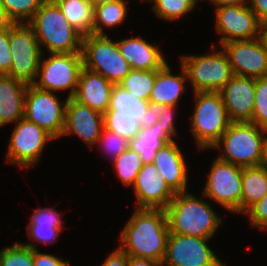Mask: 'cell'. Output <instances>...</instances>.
<instances>
[{"label":"cell","mask_w":267,"mask_h":266,"mask_svg":"<svg viewBox=\"0 0 267 266\" xmlns=\"http://www.w3.org/2000/svg\"><path fill=\"white\" fill-rule=\"evenodd\" d=\"M125 254L163 262L169 234L165 209L136 208L120 233Z\"/></svg>","instance_id":"6da1fadb"},{"label":"cell","mask_w":267,"mask_h":266,"mask_svg":"<svg viewBox=\"0 0 267 266\" xmlns=\"http://www.w3.org/2000/svg\"><path fill=\"white\" fill-rule=\"evenodd\" d=\"M165 212L169 233L211 239L222 223L208 202L187 191L176 193Z\"/></svg>","instance_id":"7a4b0ae2"},{"label":"cell","mask_w":267,"mask_h":266,"mask_svg":"<svg viewBox=\"0 0 267 266\" xmlns=\"http://www.w3.org/2000/svg\"><path fill=\"white\" fill-rule=\"evenodd\" d=\"M39 42L48 53H81L83 35L64 17L53 0H46L28 22Z\"/></svg>","instance_id":"3957f363"},{"label":"cell","mask_w":267,"mask_h":266,"mask_svg":"<svg viewBox=\"0 0 267 266\" xmlns=\"http://www.w3.org/2000/svg\"><path fill=\"white\" fill-rule=\"evenodd\" d=\"M267 129L251 122H231L221 138L211 147L222 151L220 160L240 167L258 166L262 159Z\"/></svg>","instance_id":"277c9868"},{"label":"cell","mask_w":267,"mask_h":266,"mask_svg":"<svg viewBox=\"0 0 267 266\" xmlns=\"http://www.w3.org/2000/svg\"><path fill=\"white\" fill-rule=\"evenodd\" d=\"M194 93L195 108L190 130L199 149H211L228 129L231 121L220 92L198 91Z\"/></svg>","instance_id":"5b68a950"},{"label":"cell","mask_w":267,"mask_h":266,"mask_svg":"<svg viewBox=\"0 0 267 266\" xmlns=\"http://www.w3.org/2000/svg\"><path fill=\"white\" fill-rule=\"evenodd\" d=\"M81 54L84 68L101 74L114 85L120 84L131 71L117 41H112L108 35L83 36Z\"/></svg>","instance_id":"8992f818"},{"label":"cell","mask_w":267,"mask_h":266,"mask_svg":"<svg viewBox=\"0 0 267 266\" xmlns=\"http://www.w3.org/2000/svg\"><path fill=\"white\" fill-rule=\"evenodd\" d=\"M180 64L193 86V92H220L234 75L223 49L206 55H183Z\"/></svg>","instance_id":"52a82bcc"},{"label":"cell","mask_w":267,"mask_h":266,"mask_svg":"<svg viewBox=\"0 0 267 266\" xmlns=\"http://www.w3.org/2000/svg\"><path fill=\"white\" fill-rule=\"evenodd\" d=\"M41 56L36 78L32 85L46 91L69 90L67 98H73L77 90L79 75L83 68L81 53H50Z\"/></svg>","instance_id":"ba28073f"},{"label":"cell","mask_w":267,"mask_h":266,"mask_svg":"<svg viewBox=\"0 0 267 266\" xmlns=\"http://www.w3.org/2000/svg\"><path fill=\"white\" fill-rule=\"evenodd\" d=\"M12 63L10 76L27 84L36 78L42 51L28 23H13L8 29Z\"/></svg>","instance_id":"9c48e42d"},{"label":"cell","mask_w":267,"mask_h":266,"mask_svg":"<svg viewBox=\"0 0 267 266\" xmlns=\"http://www.w3.org/2000/svg\"><path fill=\"white\" fill-rule=\"evenodd\" d=\"M210 169L203 188V196L234 214H240L242 167L216 158Z\"/></svg>","instance_id":"30bf717a"},{"label":"cell","mask_w":267,"mask_h":266,"mask_svg":"<svg viewBox=\"0 0 267 266\" xmlns=\"http://www.w3.org/2000/svg\"><path fill=\"white\" fill-rule=\"evenodd\" d=\"M51 91H46L30 84L24 97V117L46 130L55 139L62 136L65 125L67 103Z\"/></svg>","instance_id":"8fae6325"},{"label":"cell","mask_w":267,"mask_h":266,"mask_svg":"<svg viewBox=\"0 0 267 266\" xmlns=\"http://www.w3.org/2000/svg\"><path fill=\"white\" fill-rule=\"evenodd\" d=\"M55 138L43 128L25 117L15 123L7 147V162L21 169L30 168L39 162L44 147Z\"/></svg>","instance_id":"7c38bea8"},{"label":"cell","mask_w":267,"mask_h":266,"mask_svg":"<svg viewBox=\"0 0 267 266\" xmlns=\"http://www.w3.org/2000/svg\"><path fill=\"white\" fill-rule=\"evenodd\" d=\"M208 242L205 238L169 233L163 266H226Z\"/></svg>","instance_id":"4fadbf2b"},{"label":"cell","mask_w":267,"mask_h":266,"mask_svg":"<svg viewBox=\"0 0 267 266\" xmlns=\"http://www.w3.org/2000/svg\"><path fill=\"white\" fill-rule=\"evenodd\" d=\"M215 9V29L222 36L220 45L259 37L260 20L248 4L224 5Z\"/></svg>","instance_id":"5bb4252c"},{"label":"cell","mask_w":267,"mask_h":266,"mask_svg":"<svg viewBox=\"0 0 267 266\" xmlns=\"http://www.w3.org/2000/svg\"><path fill=\"white\" fill-rule=\"evenodd\" d=\"M234 75L267 77V51L261 40H234L221 45Z\"/></svg>","instance_id":"9a60e30c"},{"label":"cell","mask_w":267,"mask_h":266,"mask_svg":"<svg viewBox=\"0 0 267 266\" xmlns=\"http://www.w3.org/2000/svg\"><path fill=\"white\" fill-rule=\"evenodd\" d=\"M132 188L137 208L165 209L175 196L153 163L143 164Z\"/></svg>","instance_id":"2e32d148"},{"label":"cell","mask_w":267,"mask_h":266,"mask_svg":"<svg viewBox=\"0 0 267 266\" xmlns=\"http://www.w3.org/2000/svg\"><path fill=\"white\" fill-rule=\"evenodd\" d=\"M103 128V114L78 103L73 98H67L62 136L74 134L92 148L98 141Z\"/></svg>","instance_id":"e0dca14e"},{"label":"cell","mask_w":267,"mask_h":266,"mask_svg":"<svg viewBox=\"0 0 267 266\" xmlns=\"http://www.w3.org/2000/svg\"><path fill=\"white\" fill-rule=\"evenodd\" d=\"M220 93L231 122H250L252 120L255 78L233 75Z\"/></svg>","instance_id":"ac0fdd59"},{"label":"cell","mask_w":267,"mask_h":266,"mask_svg":"<svg viewBox=\"0 0 267 266\" xmlns=\"http://www.w3.org/2000/svg\"><path fill=\"white\" fill-rule=\"evenodd\" d=\"M113 87L114 84L104 76L83 67L73 99L104 114L108 110Z\"/></svg>","instance_id":"d6986e66"},{"label":"cell","mask_w":267,"mask_h":266,"mask_svg":"<svg viewBox=\"0 0 267 266\" xmlns=\"http://www.w3.org/2000/svg\"><path fill=\"white\" fill-rule=\"evenodd\" d=\"M152 163L175 194L188 191L185 158L175 140L160 148Z\"/></svg>","instance_id":"ffe728a7"},{"label":"cell","mask_w":267,"mask_h":266,"mask_svg":"<svg viewBox=\"0 0 267 266\" xmlns=\"http://www.w3.org/2000/svg\"><path fill=\"white\" fill-rule=\"evenodd\" d=\"M117 45L131 69L159 70L167 63L160 48L149 44L142 36L119 40Z\"/></svg>","instance_id":"44dd1931"},{"label":"cell","mask_w":267,"mask_h":266,"mask_svg":"<svg viewBox=\"0 0 267 266\" xmlns=\"http://www.w3.org/2000/svg\"><path fill=\"white\" fill-rule=\"evenodd\" d=\"M29 84L0 75V128L24 117V97Z\"/></svg>","instance_id":"7402d4cb"},{"label":"cell","mask_w":267,"mask_h":266,"mask_svg":"<svg viewBox=\"0 0 267 266\" xmlns=\"http://www.w3.org/2000/svg\"><path fill=\"white\" fill-rule=\"evenodd\" d=\"M181 70V75H173L168 63L156 70L155 84L151 90L149 102L177 107L181 94H184L183 91H185L186 81L188 80L182 65Z\"/></svg>","instance_id":"603a6c76"},{"label":"cell","mask_w":267,"mask_h":266,"mask_svg":"<svg viewBox=\"0 0 267 266\" xmlns=\"http://www.w3.org/2000/svg\"><path fill=\"white\" fill-rule=\"evenodd\" d=\"M62 222L57 210L40 207L33 212L31 221L27 226V233L33 241H38V243H54L63 228Z\"/></svg>","instance_id":"cb8c5ba5"},{"label":"cell","mask_w":267,"mask_h":266,"mask_svg":"<svg viewBox=\"0 0 267 266\" xmlns=\"http://www.w3.org/2000/svg\"><path fill=\"white\" fill-rule=\"evenodd\" d=\"M173 140L164 132L159 123L142 128L137 136L129 140V148L136 151L143 164H151L157 151Z\"/></svg>","instance_id":"d4e9b609"},{"label":"cell","mask_w":267,"mask_h":266,"mask_svg":"<svg viewBox=\"0 0 267 266\" xmlns=\"http://www.w3.org/2000/svg\"><path fill=\"white\" fill-rule=\"evenodd\" d=\"M267 194V169L261 165L242 167L241 213Z\"/></svg>","instance_id":"484cf974"},{"label":"cell","mask_w":267,"mask_h":266,"mask_svg":"<svg viewBox=\"0 0 267 266\" xmlns=\"http://www.w3.org/2000/svg\"><path fill=\"white\" fill-rule=\"evenodd\" d=\"M68 22L83 36L93 34L94 5L90 0H53Z\"/></svg>","instance_id":"4316f807"},{"label":"cell","mask_w":267,"mask_h":266,"mask_svg":"<svg viewBox=\"0 0 267 266\" xmlns=\"http://www.w3.org/2000/svg\"><path fill=\"white\" fill-rule=\"evenodd\" d=\"M149 105V100L135 97L120 84H115L107 111H115V116H134L141 123Z\"/></svg>","instance_id":"83f0119b"},{"label":"cell","mask_w":267,"mask_h":266,"mask_svg":"<svg viewBox=\"0 0 267 266\" xmlns=\"http://www.w3.org/2000/svg\"><path fill=\"white\" fill-rule=\"evenodd\" d=\"M127 11V1L125 0L94 5L93 34L107 35L104 28H112L122 24L126 19Z\"/></svg>","instance_id":"f1b7e54d"},{"label":"cell","mask_w":267,"mask_h":266,"mask_svg":"<svg viewBox=\"0 0 267 266\" xmlns=\"http://www.w3.org/2000/svg\"><path fill=\"white\" fill-rule=\"evenodd\" d=\"M155 79L156 70L131 69L130 73L123 79L120 85L135 97L149 100Z\"/></svg>","instance_id":"f546056e"},{"label":"cell","mask_w":267,"mask_h":266,"mask_svg":"<svg viewBox=\"0 0 267 266\" xmlns=\"http://www.w3.org/2000/svg\"><path fill=\"white\" fill-rule=\"evenodd\" d=\"M112 161L122 183L126 186H133L143 166L140 155L131 148H128Z\"/></svg>","instance_id":"4dcf8cb0"},{"label":"cell","mask_w":267,"mask_h":266,"mask_svg":"<svg viewBox=\"0 0 267 266\" xmlns=\"http://www.w3.org/2000/svg\"><path fill=\"white\" fill-rule=\"evenodd\" d=\"M153 2L154 13L160 19L172 21L194 10L198 0H141Z\"/></svg>","instance_id":"1f68e13d"},{"label":"cell","mask_w":267,"mask_h":266,"mask_svg":"<svg viewBox=\"0 0 267 266\" xmlns=\"http://www.w3.org/2000/svg\"><path fill=\"white\" fill-rule=\"evenodd\" d=\"M46 0H1L6 15L13 23H28Z\"/></svg>","instance_id":"d6a6232c"},{"label":"cell","mask_w":267,"mask_h":266,"mask_svg":"<svg viewBox=\"0 0 267 266\" xmlns=\"http://www.w3.org/2000/svg\"><path fill=\"white\" fill-rule=\"evenodd\" d=\"M103 117L105 129L129 140L137 136L142 129L134 116H115V111H106Z\"/></svg>","instance_id":"836d02e7"},{"label":"cell","mask_w":267,"mask_h":266,"mask_svg":"<svg viewBox=\"0 0 267 266\" xmlns=\"http://www.w3.org/2000/svg\"><path fill=\"white\" fill-rule=\"evenodd\" d=\"M34 249L23 243H14L10 247L0 250L1 266H34Z\"/></svg>","instance_id":"e575fe53"},{"label":"cell","mask_w":267,"mask_h":266,"mask_svg":"<svg viewBox=\"0 0 267 266\" xmlns=\"http://www.w3.org/2000/svg\"><path fill=\"white\" fill-rule=\"evenodd\" d=\"M251 123L267 129V77L255 78V99Z\"/></svg>","instance_id":"d590c367"},{"label":"cell","mask_w":267,"mask_h":266,"mask_svg":"<svg viewBox=\"0 0 267 266\" xmlns=\"http://www.w3.org/2000/svg\"><path fill=\"white\" fill-rule=\"evenodd\" d=\"M95 145H101V149L106 151L104 153L109 154L110 157H113L112 160H115L129 148V139L103 128Z\"/></svg>","instance_id":"8d00e7d4"},{"label":"cell","mask_w":267,"mask_h":266,"mask_svg":"<svg viewBox=\"0 0 267 266\" xmlns=\"http://www.w3.org/2000/svg\"><path fill=\"white\" fill-rule=\"evenodd\" d=\"M245 214L248 215L250 224L255 228L267 231V194L252 205Z\"/></svg>","instance_id":"74e56055"},{"label":"cell","mask_w":267,"mask_h":266,"mask_svg":"<svg viewBox=\"0 0 267 266\" xmlns=\"http://www.w3.org/2000/svg\"><path fill=\"white\" fill-rule=\"evenodd\" d=\"M176 106L164 105L158 103V123L164 128V132L174 141L173 136H176L177 130L174 124V112Z\"/></svg>","instance_id":"f35d334b"},{"label":"cell","mask_w":267,"mask_h":266,"mask_svg":"<svg viewBox=\"0 0 267 266\" xmlns=\"http://www.w3.org/2000/svg\"><path fill=\"white\" fill-rule=\"evenodd\" d=\"M23 245L34 249V266H70V261L68 260L64 261L55 255L41 253L33 241L32 243H24Z\"/></svg>","instance_id":"ab89813d"},{"label":"cell","mask_w":267,"mask_h":266,"mask_svg":"<svg viewBox=\"0 0 267 266\" xmlns=\"http://www.w3.org/2000/svg\"><path fill=\"white\" fill-rule=\"evenodd\" d=\"M8 30L0 32V75L10 76L12 53L10 52Z\"/></svg>","instance_id":"60d3db41"},{"label":"cell","mask_w":267,"mask_h":266,"mask_svg":"<svg viewBox=\"0 0 267 266\" xmlns=\"http://www.w3.org/2000/svg\"><path fill=\"white\" fill-rule=\"evenodd\" d=\"M128 255L121 249L111 252L100 266H127Z\"/></svg>","instance_id":"b9f144b4"},{"label":"cell","mask_w":267,"mask_h":266,"mask_svg":"<svg viewBox=\"0 0 267 266\" xmlns=\"http://www.w3.org/2000/svg\"><path fill=\"white\" fill-rule=\"evenodd\" d=\"M159 119L158 116V103H152L150 102V105L147 109V111L144 113L143 118L141 120V127L142 128H147L155 123H157Z\"/></svg>","instance_id":"7bdbcfd3"},{"label":"cell","mask_w":267,"mask_h":266,"mask_svg":"<svg viewBox=\"0 0 267 266\" xmlns=\"http://www.w3.org/2000/svg\"><path fill=\"white\" fill-rule=\"evenodd\" d=\"M248 6L260 21L267 19V0H249Z\"/></svg>","instance_id":"ee69618b"},{"label":"cell","mask_w":267,"mask_h":266,"mask_svg":"<svg viewBox=\"0 0 267 266\" xmlns=\"http://www.w3.org/2000/svg\"><path fill=\"white\" fill-rule=\"evenodd\" d=\"M127 266H163V264L160 261L145 258H136L128 255Z\"/></svg>","instance_id":"f6af8a7d"},{"label":"cell","mask_w":267,"mask_h":266,"mask_svg":"<svg viewBox=\"0 0 267 266\" xmlns=\"http://www.w3.org/2000/svg\"><path fill=\"white\" fill-rule=\"evenodd\" d=\"M13 22L8 18L0 0V32L8 30Z\"/></svg>","instance_id":"bcb514c9"},{"label":"cell","mask_w":267,"mask_h":266,"mask_svg":"<svg viewBox=\"0 0 267 266\" xmlns=\"http://www.w3.org/2000/svg\"><path fill=\"white\" fill-rule=\"evenodd\" d=\"M259 39L267 51V19L260 21Z\"/></svg>","instance_id":"7dc6e473"},{"label":"cell","mask_w":267,"mask_h":266,"mask_svg":"<svg viewBox=\"0 0 267 266\" xmlns=\"http://www.w3.org/2000/svg\"><path fill=\"white\" fill-rule=\"evenodd\" d=\"M215 5V7H220L224 5H237V4H248L249 0H208Z\"/></svg>","instance_id":"c3c4849f"},{"label":"cell","mask_w":267,"mask_h":266,"mask_svg":"<svg viewBox=\"0 0 267 266\" xmlns=\"http://www.w3.org/2000/svg\"><path fill=\"white\" fill-rule=\"evenodd\" d=\"M260 165L267 169V135H265L263 140L262 159Z\"/></svg>","instance_id":"681fc988"},{"label":"cell","mask_w":267,"mask_h":266,"mask_svg":"<svg viewBox=\"0 0 267 266\" xmlns=\"http://www.w3.org/2000/svg\"><path fill=\"white\" fill-rule=\"evenodd\" d=\"M92 2L93 5H99L102 3H107V2H114L117 0H90Z\"/></svg>","instance_id":"f907efd6"}]
</instances>
